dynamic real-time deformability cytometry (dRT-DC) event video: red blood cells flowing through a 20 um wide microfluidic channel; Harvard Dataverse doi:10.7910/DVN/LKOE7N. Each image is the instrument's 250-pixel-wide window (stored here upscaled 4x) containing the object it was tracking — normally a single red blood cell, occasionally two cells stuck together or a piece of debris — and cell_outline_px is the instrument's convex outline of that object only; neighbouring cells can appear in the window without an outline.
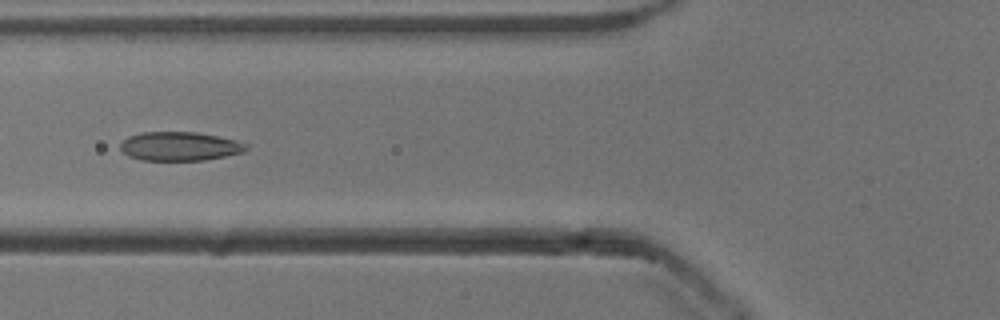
{"species": "common noctule bat (a hibernating species)", "species_latin": "Nyctalus noctula", "temperature_condition": "cold", "stored_images_in_passage": 36, "camera_frame_rate_fps": 3000, "um_per_image_px": 0.085, "animal": {"sex": "male", "body_mass_g": 13.3}, "frame": {"image": 1, "passage_image": 21, "time_ms": 6.667, "image_size_px": [1000, 320], "cell_outline_px": [[248, 148], [244, 152], [204, 160], [140, 160], [128, 156], [120, 148], [120, 144], [128, 136], [140, 132], [196, 132], [236, 140], [248, 144]], "centroid_in_image_um": [15.27, 12.43], "position_along_channel_um": 110.5, "area_um2": 21.15}}